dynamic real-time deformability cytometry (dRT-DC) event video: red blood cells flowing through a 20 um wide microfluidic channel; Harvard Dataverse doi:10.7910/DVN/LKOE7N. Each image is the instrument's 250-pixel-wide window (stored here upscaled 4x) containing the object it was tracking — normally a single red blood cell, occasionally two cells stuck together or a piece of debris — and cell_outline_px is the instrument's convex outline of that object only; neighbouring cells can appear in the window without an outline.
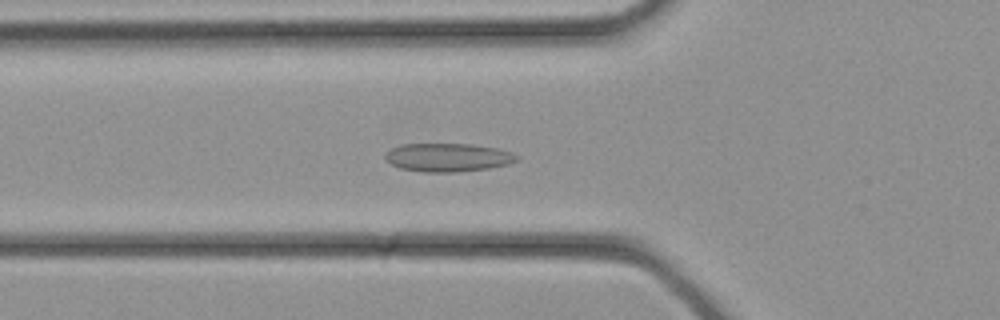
{"species": "common noctule bat (a hibernating species)", "species_latin": "Nyctalus noctula", "temperature_condition": "cold", "stored_images_in_passage": 34, "camera_frame_rate_fps": 3000, "um_per_image_px": 0.085, "animal": {"sex": "female", "body_mass_g": 21.9}, "frame": {"image": 1, "passage_image": 11, "time_ms": 3.333, "image_size_px": [1000, 320], "cell_outline_px": [[520, 160], [508, 164], [488, 168], [456, 172], [424, 172], [400, 168], [384, 160], [384, 156], [392, 148], [400, 144], [472, 144], [496, 148], [512, 152], [520, 156]], "centroid_in_image_um": [38.09, 13.38], "position_along_channel_um": 87.7, "area_um2": 21.85}}
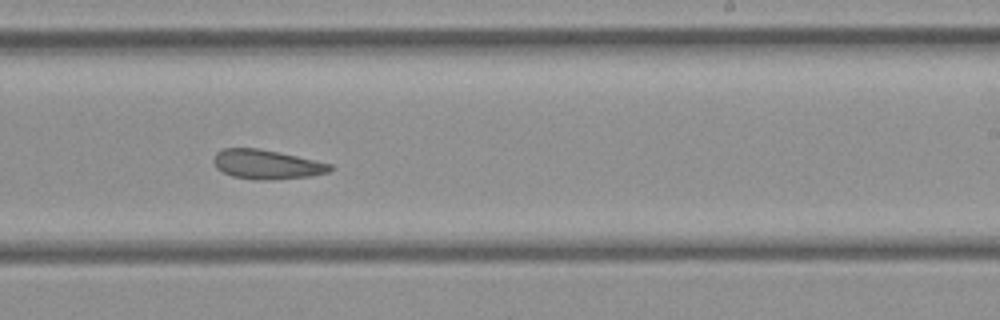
{"frame": {"image": 2, "passage_image": 20, "time_ms": 6.333, "image_size_px": [1000, 320], "cell_outline_px": [[336, 168], [328, 172], [312, 176], [264, 180], [232, 176], [216, 168], [212, 160], [216, 152], [224, 148], [260, 148], [280, 152], [332, 164]], "centroid_in_image_um": [22.68, 13.96], "position_along_channel_um": 266.3, "area_um2": 19.94}}
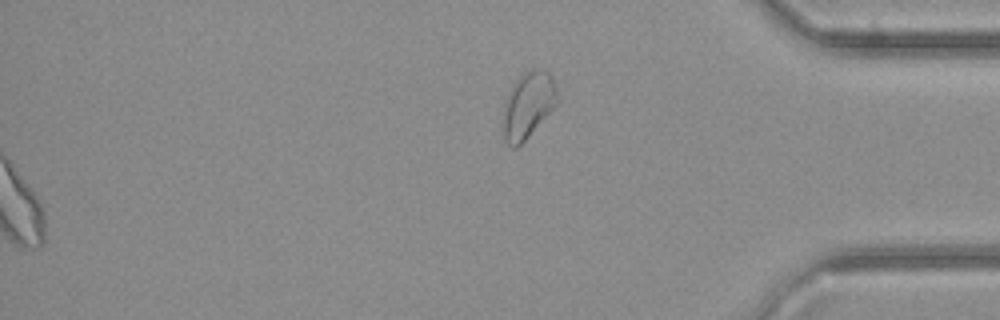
{"frame": {"image": 3, "passage_image": 34, "time_ms": 11.0, "image_size_px": [1000, 320], "cell_outline_px": [[556, 104], [528, 136], [516, 148], [512, 148], [504, 140], [504, 100], [512, 84], [524, 72], [532, 68], [540, 68], [548, 72], [552, 76], [556, 84]], "centroid_in_image_um": [44.86, 8.89], "position_along_channel_um": 390.3, "area_um2": 20.63}}